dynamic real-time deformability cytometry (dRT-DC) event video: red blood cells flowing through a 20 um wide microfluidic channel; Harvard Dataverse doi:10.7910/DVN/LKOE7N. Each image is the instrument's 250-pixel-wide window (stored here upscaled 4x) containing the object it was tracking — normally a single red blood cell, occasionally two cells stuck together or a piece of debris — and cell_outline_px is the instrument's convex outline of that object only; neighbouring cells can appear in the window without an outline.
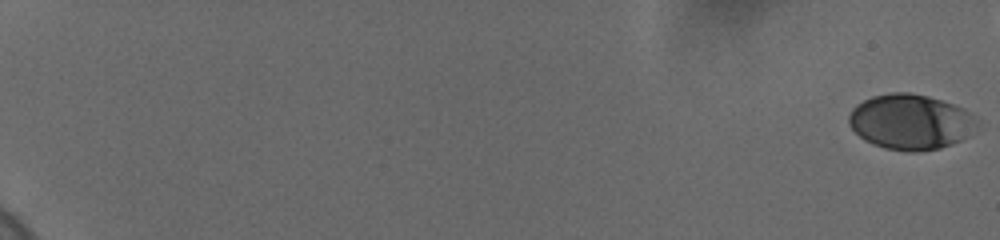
{"species": "human", "species_latin": "Homo sapiens", "temperature_condition": "cold", "stored_images_in_passage": 58, "camera_frame_rate_fps": 3000, "um_per_image_px": 0.085, "donor": {"sex": "female"}, "frame": {"image": 1, "passage_image": 1, "time_ms": 0.0, "image_size_px": [1000, 240], "cell_outline_px": [[980, 120], [976, 128], [968, 136], [952, 144], [940, 148], [920, 152], [908, 152], [884, 148], [872, 144], [864, 140], [848, 124], [848, 116], [852, 108], [856, 104], [872, 96], [892, 92], [908, 92], [928, 96], [964, 108], [976, 116]], "centroid_in_image_um": [77.41, 10.36], "position_along_channel_um": 7.6, "area_um2": 41.73}}
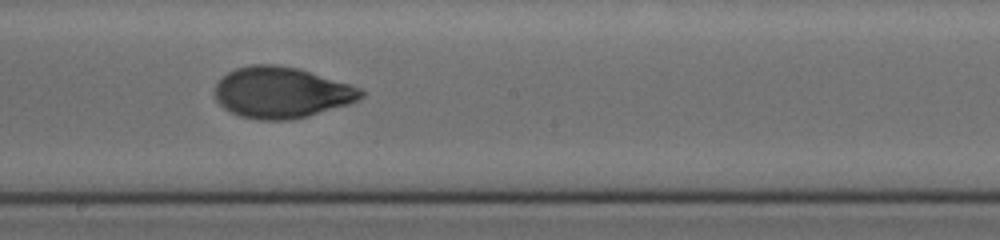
{"frame": {"image": 2, "passage_image": 38, "time_ms": 12.333, "image_size_px": [1000, 240], "cell_outline_px": [[364, 96], [360, 100], [348, 104], [308, 116], [292, 120], [260, 120], [240, 116], [224, 108], [216, 100], [216, 84], [228, 72], [236, 68], [252, 64], [276, 64], [296, 68], [348, 84], [360, 88], [364, 92]], "centroid_in_image_um": [23.92, 7.87], "position_along_channel_um": 224.3, "area_um2": 43.18}}
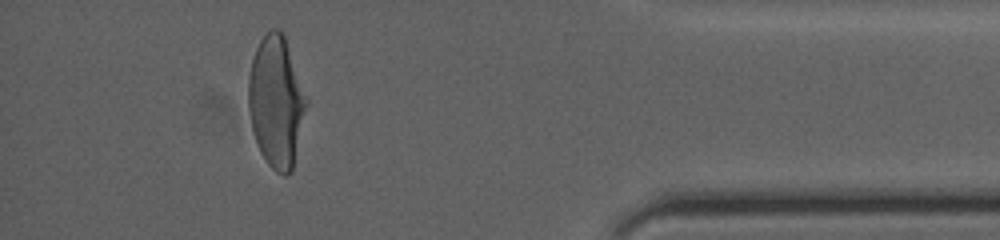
{"frame": {"image": 3, "passage_image": 56, "time_ms": 18.333, "image_size_px": [1000, 240], "cell_outline_px": [[308, 104], [292, 172], [284, 176], [276, 172], [268, 164], [260, 152], [252, 128], [248, 108], [248, 80], [252, 60], [256, 48], [260, 40], [272, 28], [280, 28], [284, 32], [308, 100]], "centroid_in_image_um": [23.5, 8.64], "position_along_channel_um": 411.7, "area_um2": 44.68}}